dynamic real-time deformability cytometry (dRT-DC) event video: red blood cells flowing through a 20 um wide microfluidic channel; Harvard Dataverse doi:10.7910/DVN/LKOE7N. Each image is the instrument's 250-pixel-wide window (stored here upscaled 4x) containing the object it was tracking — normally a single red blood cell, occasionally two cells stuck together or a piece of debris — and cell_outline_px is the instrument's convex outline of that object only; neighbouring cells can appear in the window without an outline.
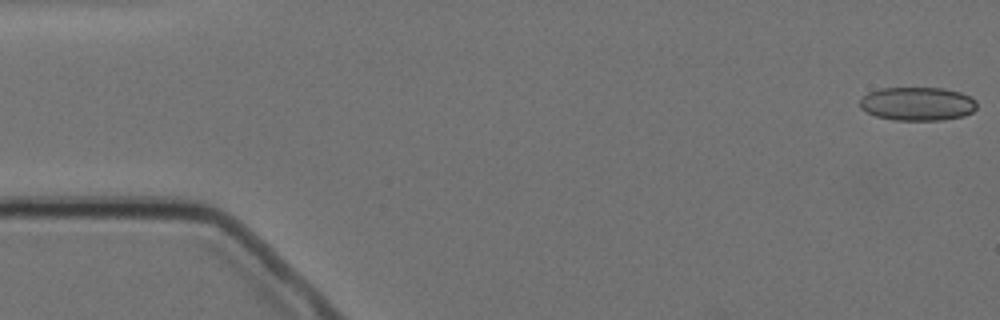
{"species": "Egyptian fruit bat (a non-hibernating species)", "species_latin": "Rousettus aegyptiacus", "temperature_condition": "cold", "stored_images_in_passage": 4, "camera_frame_rate_fps": 3000, "um_per_image_px": 0.085, "animal": {"sex": "female"}, "frame": {"image": 1, "passage_image": 1, "time_ms": 0.0, "image_size_px": [1000, 320], "cell_outline_px": [[976, 108], [972, 112], [964, 116], [944, 120], [892, 120], [876, 116], [860, 108], [860, 100], [868, 92], [880, 88], [944, 88], [960, 92], [976, 100]], "centroid_in_image_um": [77.99, 8.83], "position_along_channel_um": 7.0, "area_um2": 22.95}}
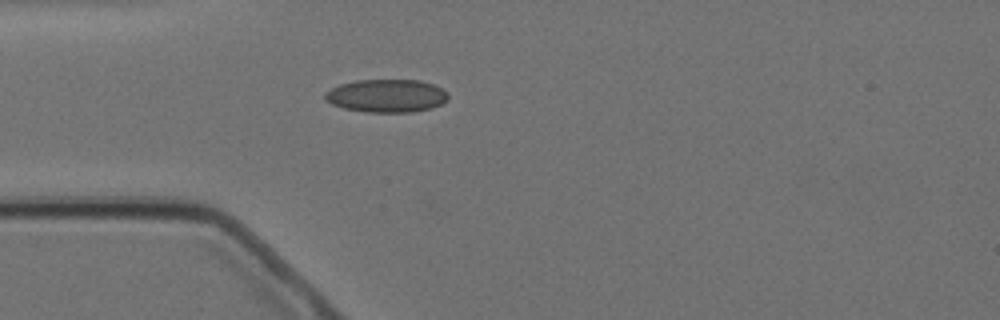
{"frame": {"image": 2, "passage_image": 4, "time_ms": 4.667, "image_size_px": [1000, 320], "cell_outline_px": [[448, 100], [432, 108], [412, 112], [364, 112], [344, 108], [332, 104], [324, 100], [324, 92], [340, 84], [356, 80], [420, 80], [432, 84], [448, 92]], "centroid_in_image_um": [32.84, 8.14], "position_along_channel_um": 52.2, "area_um2": 23.81}}